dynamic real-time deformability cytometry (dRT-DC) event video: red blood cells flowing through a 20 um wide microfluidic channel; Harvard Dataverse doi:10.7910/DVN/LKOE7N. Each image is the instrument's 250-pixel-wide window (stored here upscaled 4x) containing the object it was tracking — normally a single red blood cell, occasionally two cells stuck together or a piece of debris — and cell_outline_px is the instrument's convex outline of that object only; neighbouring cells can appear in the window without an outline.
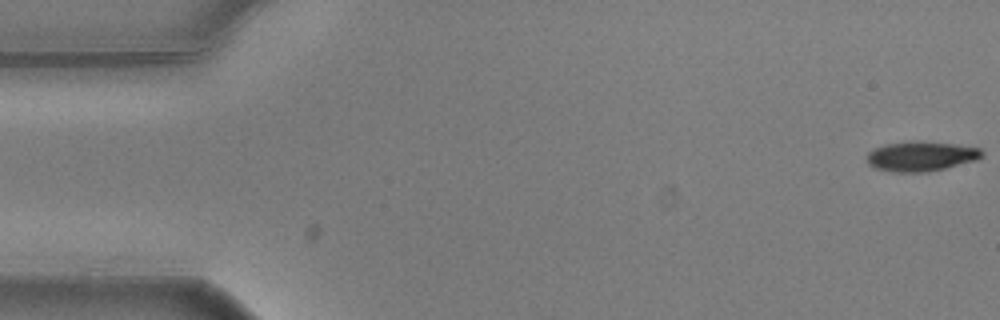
{"species": "common noctule bat (a hibernating species)", "species_latin": "Nyctalus noctula", "temperature_condition": "warm", "stored_images_in_passage": 14, "camera_frame_rate_fps": 3000, "um_per_image_px": 0.085, "animal": {"sex": "male", "body_mass_g": 20.5, "forearm_length_mm": 52.5}, "frame": {"image": 1, "passage_image": 1, "time_ms": 0.0, "image_size_px": [1000, 320], "cell_outline_px": [[984, 156], [976, 160], [928, 172], [892, 172], [876, 168], [868, 164], [868, 152], [876, 148], [888, 144], [956, 144], [980, 148], [984, 152]], "centroid_in_image_um": [78.33, 13.34], "position_along_channel_um": 6.7, "area_um2": 18.96}}